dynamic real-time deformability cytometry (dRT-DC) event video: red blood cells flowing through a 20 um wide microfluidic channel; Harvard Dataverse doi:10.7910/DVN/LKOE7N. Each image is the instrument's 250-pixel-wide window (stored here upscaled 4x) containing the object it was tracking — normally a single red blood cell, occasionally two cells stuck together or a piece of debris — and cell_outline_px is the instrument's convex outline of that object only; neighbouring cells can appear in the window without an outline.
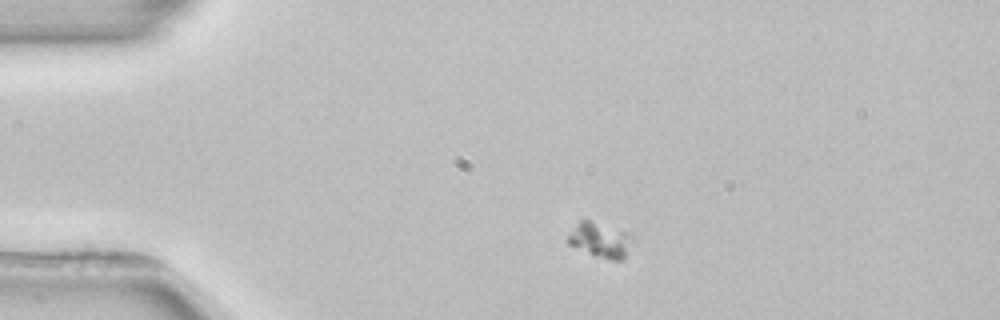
{"species": "common noctule bat (a hibernating species)", "species_latin": "Nyctalus noctula", "temperature_condition": "room temperature", "stored_images_in_passage": 2, "camera_frame_rate_fps": 3000, "um_per_image_px": 0.085, "animal": {"sex": "female", "body_mass_g": 22.7, "forearm_length_mm": 54.2}, "frame": {"image": 1, "passage_image": 1, "time_ms": 0.0, "image_size_px": [1000, 320], "cell_outline_px": [[636, 244], [624, 260], [608, 260], [592, 256], [568, 244], [564, 240], [576, 224], [584, 216], [624, 232], [632, 236], [636, 240]], "centroid_in_image_um": [51.04, 20.41], "position_along_channel_um": 34.0, "area_um2": 14.1}}